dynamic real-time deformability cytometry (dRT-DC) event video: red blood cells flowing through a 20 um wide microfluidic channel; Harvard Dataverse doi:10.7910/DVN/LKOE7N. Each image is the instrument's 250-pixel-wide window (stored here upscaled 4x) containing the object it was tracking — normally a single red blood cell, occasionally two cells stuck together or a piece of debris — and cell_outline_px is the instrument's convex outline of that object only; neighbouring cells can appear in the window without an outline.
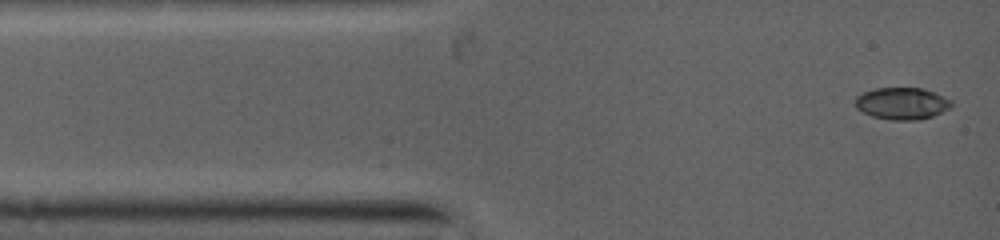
{"species": "common noctule bat (a hibernating species)", "species_latin": "Nyctalus noctula", "temperature_condition": "warm", "stored_images_in_passage": 11, "camera_frame_rate_fps": 5000, "um_per_image_px": 0.085, "animal": {"sex": "female", "body_mass_g": 19.0, "forearm_length_mm": 53.3}, "frame": {"image": 1, "passage_image": 1, "time_ms": 0.0, "image_size_px": [1000, 240], "cell_outline_px": [[952, 104], [948, 108], [932, 116], [916, 120], [892, 120], [872, 116], [856, 108], [856, 96], [864, 92], [876, 88], [924, 88], [936, 92], [952, 100]], "centroid_in_image_um": [76.68, 8.78], "position_along_channel_um": 8.3, "area_um2": 17.8}}
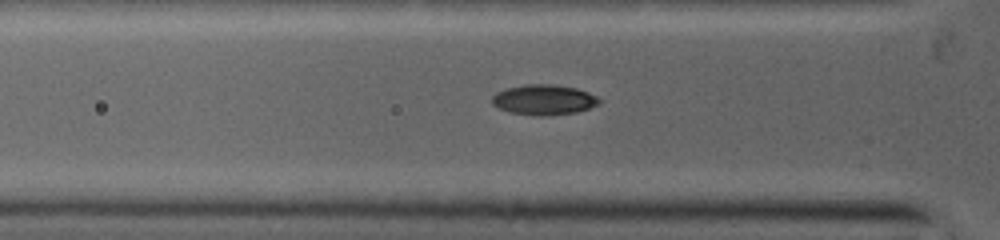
{"frame": {"image": 2, "passage_image": 7, "time_ms": 2.8, "image_size_px": [1000, 240], "cell_outline_px": [[600, 100], [596, 104], [588, 108], [576, 112], [540, 116], [512, 112], [500, 108], [492, 104], [492, 96], [496, 92], [508, 88], [524, 84], [548, 84], [576, 88], [588, 92], [596, 96]], "centroid_in_image_um": [46.2, 8.47], "position_along_channel_um": 79.6, "area_um2": 18.5}}
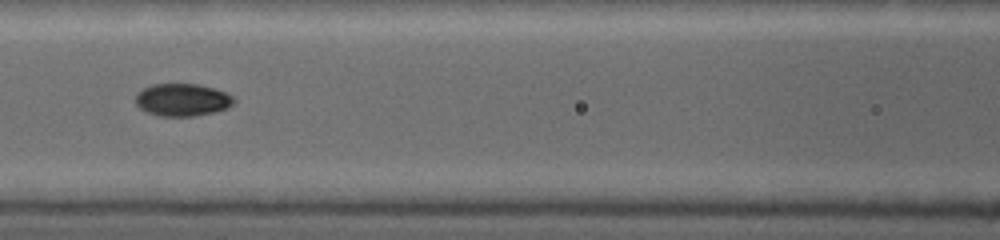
{"frame": {"image": 3, "passage_image": 10, "time_ms": 4.4, "image_size_px": [1000, 240], "cell_outline_px": [[232, 104], [224, 108], [212, 112], [192, 116], [164, 116], [140, 108], [136, 104], [136, 96], [144, 88], [152, 84], [196, 84], [212, 88], [224, 92], [232, 96]], "centroid_in_image_um": [15.47, 8.47], "position_along_channel_um": 151.1, "area_um2": 17.92}}